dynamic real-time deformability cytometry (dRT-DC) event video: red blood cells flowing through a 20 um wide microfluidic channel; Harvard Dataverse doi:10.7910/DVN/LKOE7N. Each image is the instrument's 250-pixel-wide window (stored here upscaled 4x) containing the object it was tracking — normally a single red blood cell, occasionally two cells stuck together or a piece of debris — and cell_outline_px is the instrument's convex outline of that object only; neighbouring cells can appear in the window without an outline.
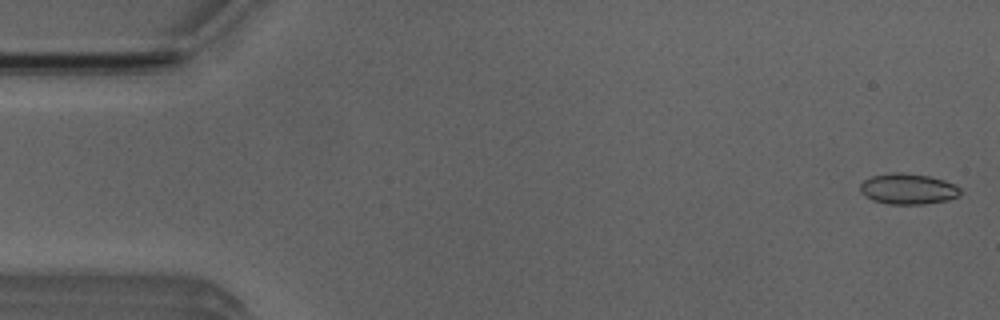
{"species": "Egyptian fruit bat (a non-hibernating species)", "species_latin": "Rousettus aegyptiacus", "temperature_condition": "room temperature", "stored_images_in_passage": 49, "camera_frame_rate_fps": 3000, "um_per_image_px": 0.085, "animal": {"sex": "male"}, "frame": {"image": 1, "passage_image": 1, "time_ms": 0.0, "image_size_px": [1000, 320], "cell_outline_px": [[960, 196], [948, 200], [924, 204], [888, 204], [872, 200], [864, 196], [860, 192], [860, 184], [864, 180], [872, 176], [892, 172], [900, 172], [928, 176], [944, 180], [960, 188]], "centroid_in_image_um": [77.15, 16.06], "position_along_channel_um": 7.8, "area_um2": 17.98}}
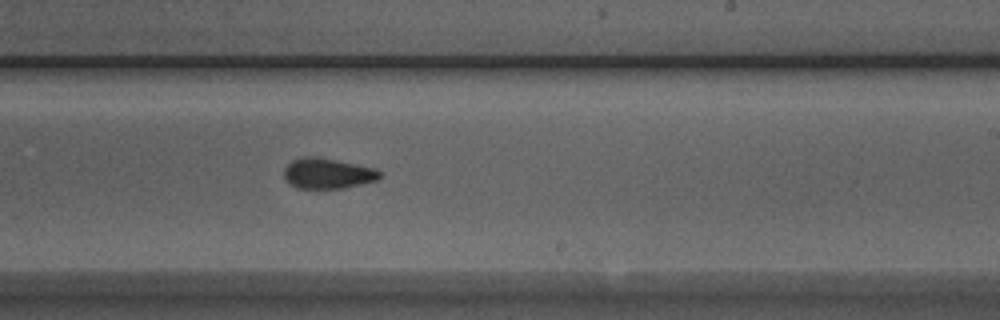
{"frame": {"image": 2, "passage_image": 31, "time_ms": 10.0, "image_size_px": [1000, 320], "cell_outline_px": [[384, 172], [376, 180], [344, 188], [296, 188], [288, 184], [284, 180], [284, 168], [292, 160], [304, 156], [316, 156], [376, 168]], "centroid_in_image_um": [27.82, 14.74], "position_along_channel_um": 261.2, "area_um2": 17.17}}
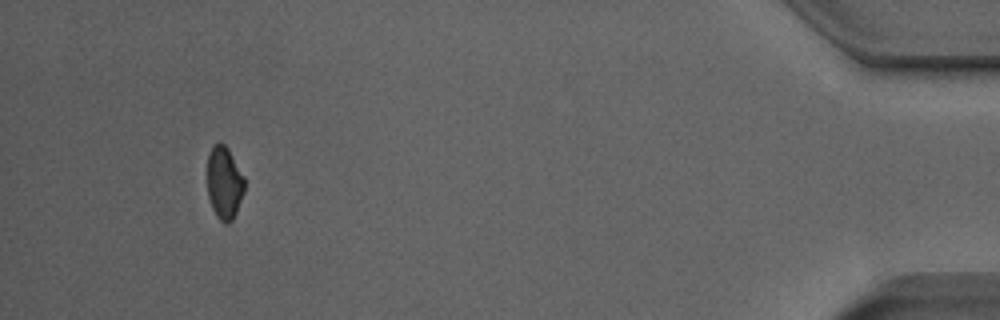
{"frame": {"image": 3, "passage_image": 49, "time_ms": 16.0, "image_size_px": [1000, 320], "cell_outline_px": [[244, 192], [236, 212], [232, 220], [228, 224], [224, 224], [216, 216], [212, 208], [208, 196], [208, 152], [212, 144], [224, 144], [228, 148], [244, 176]], "centroid_in_image_um": [19.06, 15.54], "position_along_channel_um": 416.1, "area_um2": 15.78}, "authors_computed_cell_mechanics": {"area_um2": 17.2244, "velocity_mm_per_s": 3.8492, "shape_relaxation_time_tau1_ms": null, "shape_relaxation_time_tau2_ms": 1.0651, "deformation_change_tau1": null, "deformation_change_tau2": 0.0692}}